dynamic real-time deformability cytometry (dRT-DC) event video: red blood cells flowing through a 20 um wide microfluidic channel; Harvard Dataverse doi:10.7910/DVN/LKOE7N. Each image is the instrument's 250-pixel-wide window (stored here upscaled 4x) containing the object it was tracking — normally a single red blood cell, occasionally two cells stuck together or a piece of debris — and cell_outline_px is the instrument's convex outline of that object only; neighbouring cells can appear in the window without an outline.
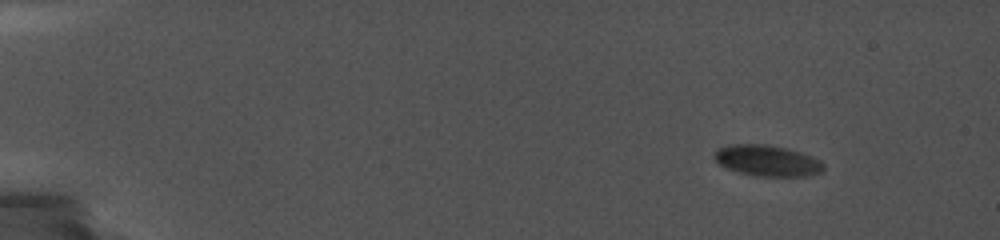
{"species": "common noctule bat (a hibernating species)", "species_latin": "Nyctalus noctula", "temperature_condition": "cold", "stored_images_in_passage": 43, "camera_frame_rate_fps": 5000, "um_per_image_px": 0.085, "animal": {"sex": "female", "body_mass_g": 19.0, "forearm_length_mm": 56.7}, "frame": {"image": 1, "passage_image": 1, "time_ms": 0.0, "image_size_px": [1000, 240], "cell_outline_px": [[824, 172], [808, 176], [756, 176], [724, 168], [712, 156], [720, 148], [728, 144], [764, 144], [788, 148], [800, 152], [820, 160], [824, 164]], "centroid_in_image_um": [65.24, 13.66], "position_along_channel_um": 19.8, "area_um2": 19.83}}
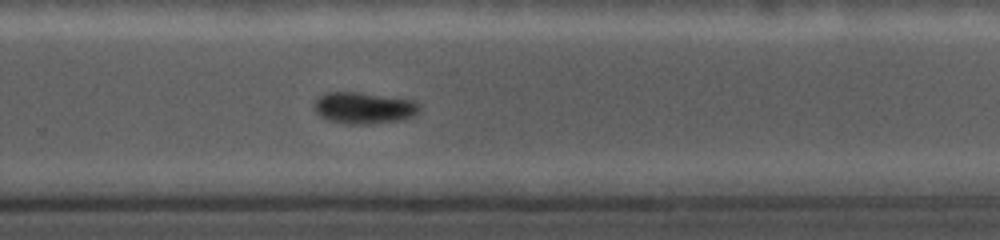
{"frame": {"image": 2, "passage_image": 25, "time_ms": 11.2, "image_size_px": [1000, 240], "cell_outline_px": [[420, 112], [404, 120], [372, 124], [348, 124], [332, 120], [320, 116], [316, 112], [312, 104], [320, 96], [328, 92], [356, 92], [412, 100], [420, 104]], "centroid_in_image_um": [30.95, 9.18], "position_along_channel_um": 298.8, "area_um2": 19.31}}
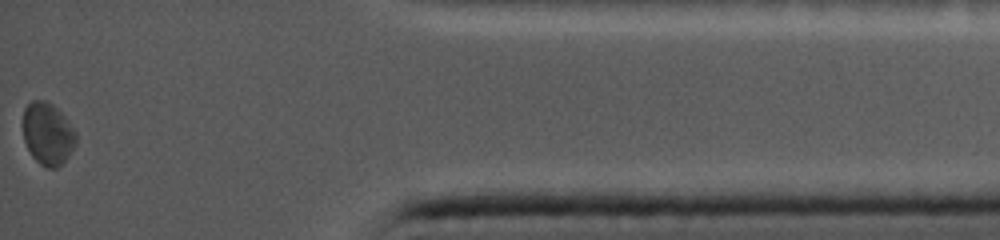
{"frame": {"image": 3, "passage_image": 43, "time_ms": 15.6, "image_size_px": [1000, 240], "cell_outline_px": [[76, 144], [68, 156], [56, 168], [48, 168], [40, 164], [32, 156], [24, 140], [24, 108], [32, 100], [44, 100], [52, 104], [64, 116], [76, 132]], "centroid_in_image_um": [4.06, 11.37], "position_along_channel_um": 431.1, "area_um2": 18.96}}